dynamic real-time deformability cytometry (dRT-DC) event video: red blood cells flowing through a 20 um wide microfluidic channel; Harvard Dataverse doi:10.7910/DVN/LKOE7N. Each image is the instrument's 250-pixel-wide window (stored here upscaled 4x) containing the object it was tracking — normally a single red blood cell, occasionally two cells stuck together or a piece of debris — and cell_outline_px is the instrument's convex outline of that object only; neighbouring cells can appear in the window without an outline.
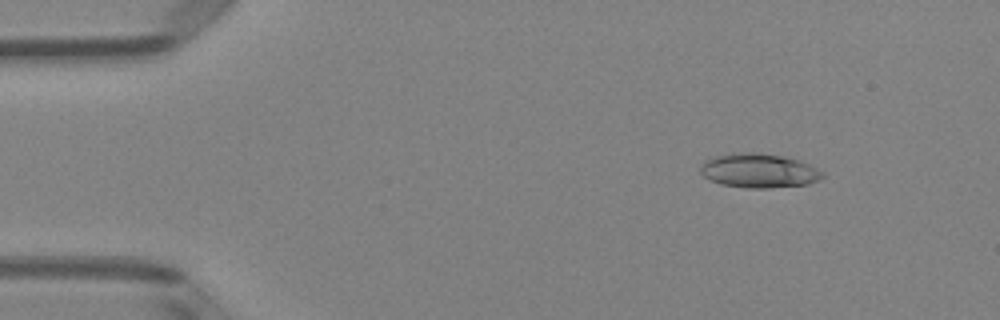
{"species": "Egyptian fruit bat (a non-hibernating species)", "species_latin": "Rousettus aegyptiacus", "temperature_condition": "room temperature", "stored_images_in_passage": 46, "camera_frame_rate_fps": 3000, "um_per_image_px": 0.085, "animal": {"sex": "female"}, "frame": {"image": 1, "passage_image": 2, "time_ms": 0.333, "image_size_px": [1000, 320], "cell_outline_px": [[824, 176], [820, 180], [808, 184], [768, 188], [748, 188], [720, 184], [704, 176], [700, 172], [700, 164], [704, 160], [712, 156], [744, 152], [756, 152], [784, 156], [800, 160], [824, 172]], "centroid_in_image_um": [64.51, 14.5], "position_along_channel_um": 20.5, "area_um2": 24.51}}
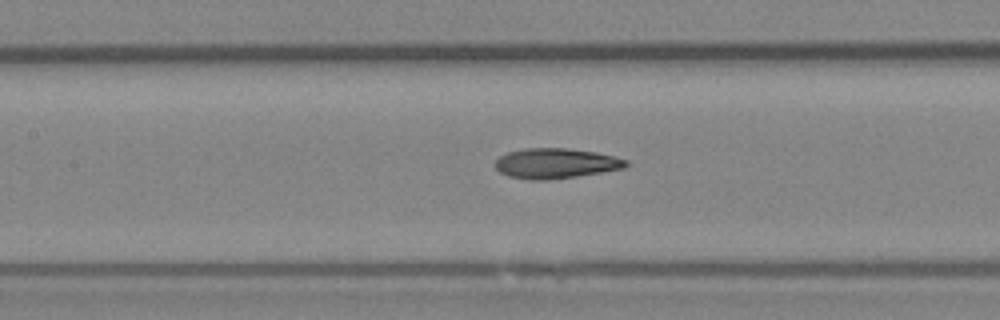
{"frame": {"image": 2, "passage_image": 19, "time_ms": 6.0, "image_size_px": [1000, 320], "cell_outline_px": [[628, 164], [624, 168], [576, 176], [548, 180], [528, 180], [508, 176], [500, 172], [496, 168], [496, 160], [500, 156], [508, 152], [524, 148], [568, 148], [596, 152], [628, 160]], "centroid_in_image_um": [47.22, 13.88], "position_along_channel_um": 160.2, "area_um2": 22.89}}
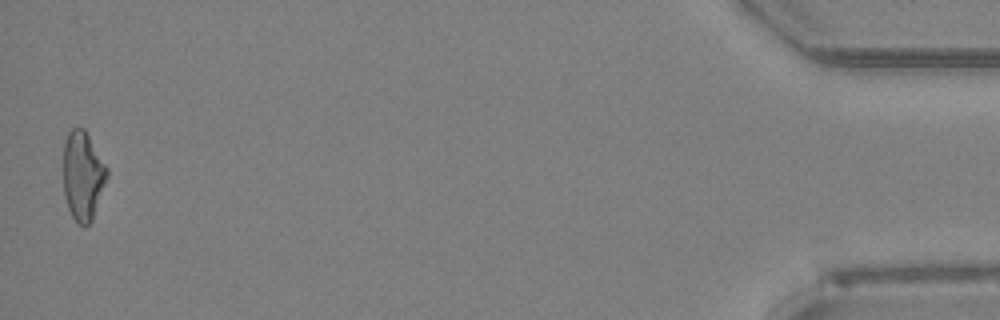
{"frame": {"image": 3, "passage_image": 46, "time_ms": 15.0, "image_size_px": [1000, 320], "cell_outline_px": [[108, 176], [92, 220], [84, 228], [72, 216], [68, 208], [64, 196], [64, 140], [68, 132], [72, 128], [84, 128], [108, 168]], "centroid_in_image_um": [7.04, 14.93], "position_along_channel_um": 428.2, "area_um2": 22.6}, "authors_computed_cell_mechanics": {"area_um2": 22.8888, "velocity_mm_per_s": 3.9995, "shape_relaxation_time_tau1_ms": 5.2711, "shape_relaxation_time_tau2_ms": 3.7337, "deformation_change_tau1": 0.175, "deformation_change_tau2": 0.1303}}